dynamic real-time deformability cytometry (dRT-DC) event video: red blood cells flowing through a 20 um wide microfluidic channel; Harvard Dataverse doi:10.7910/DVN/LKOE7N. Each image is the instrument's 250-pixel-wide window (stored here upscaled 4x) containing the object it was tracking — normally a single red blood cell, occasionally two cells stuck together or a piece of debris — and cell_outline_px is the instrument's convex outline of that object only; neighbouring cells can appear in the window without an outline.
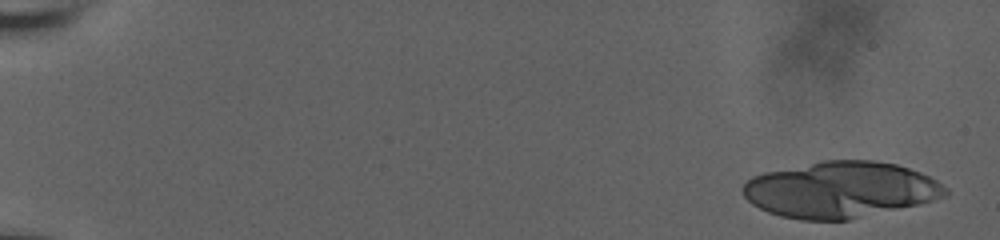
{"species": "human", "species_latin": "Homo sapiens", "temperature_condition": "room temperature", "stored_images_in_passage": 20, "camera_frame_rate_fps": 3000, "um_per_image_px": 0.085, "donor": {"sex": "male"}, "frame": {"image": 1, "passage_image": 1, "time_ms": 0.0, "image_size_px": [1000, 240], "cell_outline_px": [[948, 196], [916, 204], [848, 220], [800, 220], [780, 216], [768, 212], [752, 204], [744, 196], [740, 188], [752, 176], [764, 172], [824, 160], [872, 160], [896, 164], [920, 172], [936, 180], [948, 188]], "centroid_in_image_um": [71.41, 16.12], "position_along_channel_um": 13.6, "area_um2": 66.07}}